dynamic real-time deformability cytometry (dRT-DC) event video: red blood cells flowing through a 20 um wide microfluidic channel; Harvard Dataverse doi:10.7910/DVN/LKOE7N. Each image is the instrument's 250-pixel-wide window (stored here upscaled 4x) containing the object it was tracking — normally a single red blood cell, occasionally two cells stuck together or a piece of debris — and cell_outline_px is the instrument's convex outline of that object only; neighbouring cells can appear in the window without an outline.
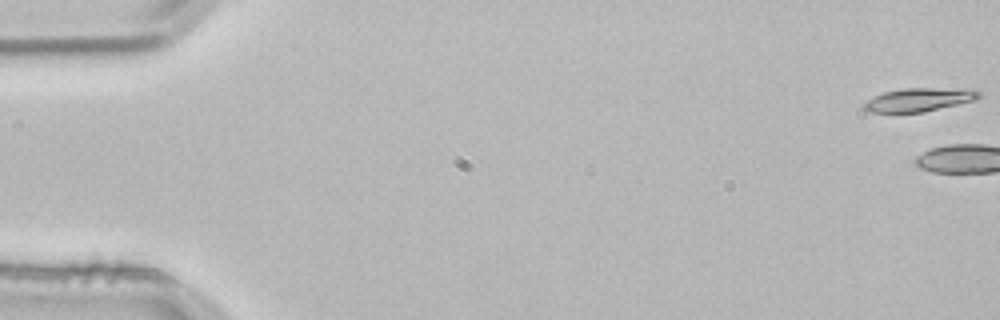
{"species": "common noctule bat (a hibernating species)", "species_latin": "Nyctalus noctula", "temperature_condition": "room temperature", "stored_images_in_passage": 4, "camera_frame_rate_fps": 3000, "um_per_image_px": 0.085, "animal": {"sex": "male", "body_mass_g": 21.5, "forearm_length_mm": 52.0}, "frame": {"image": 1, "passage_image": 1, "time_ms": 0.0, "image_size_px": [1000, 320], "cell_outline_px": [[980, 96], [976, 100], [924, 112], [868, 112], [864, 108], [864, 104], [868, 100], [884, 92], [904, 88], [932, 88], [980, 92]], "centroid_in_image_um": [78.06, 8.49], "position_along_channel_um": 6.9, "area_um2": 15.09}}